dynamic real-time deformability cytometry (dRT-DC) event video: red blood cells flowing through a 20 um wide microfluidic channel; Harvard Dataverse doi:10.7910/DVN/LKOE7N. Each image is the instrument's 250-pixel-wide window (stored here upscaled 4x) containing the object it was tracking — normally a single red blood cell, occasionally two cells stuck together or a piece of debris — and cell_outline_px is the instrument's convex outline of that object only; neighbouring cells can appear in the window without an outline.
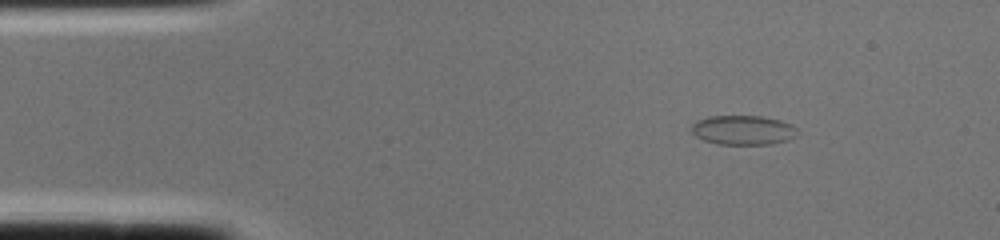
{"species": "common noctule bat (a hibernating species)", "species_latin": "Nyctalus noctula", "temperature_condition": "cold", "stored_images_in_passage": 1, "camera_frame_rate_fps": 3000, "um_per_image_px": 0.085, "animal": {"sex": "female", "body_mass_g": 22.0, "forearm_length_mm": 56.7}, "frame": {"image": 1, "passage_image": 1, "time_ms": 0.0, "image_size_px": [1000, 240], "cell_outline_px": [[796, 136], [788, 140], [772, 144], [716, 144], [704, 140], [696, 136], [692, 132], [692, 124], [696, 120], [708, 116], [760, 116], [780, 120], [792, 124], [796, 128]], "centroid_in_image_um": [63.15, 11.05], "position_along_channel_um": 21.8, "area_um2": 18.21}}